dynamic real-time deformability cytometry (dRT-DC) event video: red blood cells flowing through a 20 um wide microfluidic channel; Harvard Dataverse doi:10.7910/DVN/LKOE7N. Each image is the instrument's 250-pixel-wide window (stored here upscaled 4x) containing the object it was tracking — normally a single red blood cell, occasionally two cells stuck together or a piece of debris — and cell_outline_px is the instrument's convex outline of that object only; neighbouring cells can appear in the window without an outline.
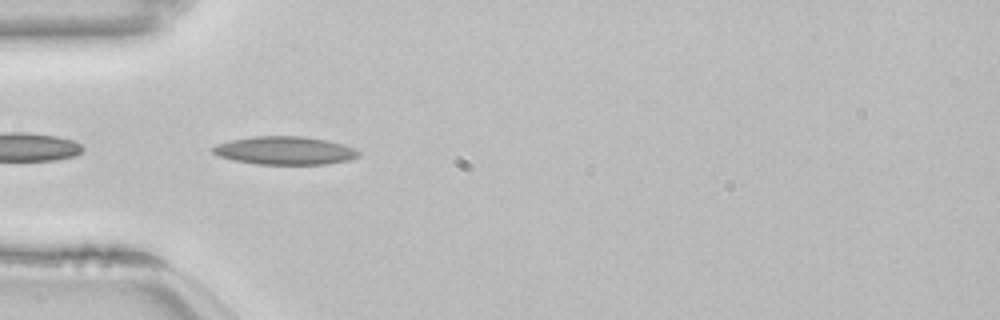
{"species": "common noctule bat (a hibernating species)", "species_latin": "Nyctalus noctula", "temperature_condition": "room temperature", "stored_images_in_passage": 6, "camera_frame_rate_fps": 3000, "um_per_image_px": 0.085, "animal": {"sex": "female", "body_mass_g": 22.7, "forearm_length_mm": 54.2}, "frame": {"image": 1, "passage_image": 2, "time_ms": 0.333, "image_size_px": [1000, 320], "cell_outline_px": [[360, 156], [348, 160], [324, 164], [256, 164], [232, 160], [216, 156], [208, 148], [216, 144], [232, 140], [252, 136], [304, 136], [328, 140], [352, 148], [360, 152]], "centroid_in_image_um": [24.13, 12.79], "position_along_channel_um": 60.9, "area_um2": 24.04}}